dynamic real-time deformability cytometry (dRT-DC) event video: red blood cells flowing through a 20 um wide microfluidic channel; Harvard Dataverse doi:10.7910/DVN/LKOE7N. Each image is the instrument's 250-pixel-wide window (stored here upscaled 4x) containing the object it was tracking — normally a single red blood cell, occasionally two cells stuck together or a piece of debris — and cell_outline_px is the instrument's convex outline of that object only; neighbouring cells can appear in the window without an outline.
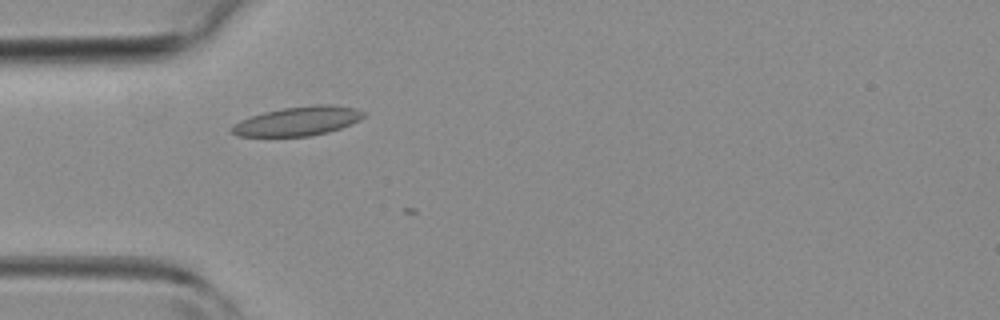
{"species": "common noctule bat (a hibernating species)", "species_latin": "Nyctalus noctula", "temperature_condition": "room temperature", "stored_images_in_passage": 6, "camera_frame_rate_fps": 3000, "um_per_image_px": 0.085, "animal": {"sex": "female", "body_mass_g": 19.3, "forearm_length_mm": 54.1}, "frame": {"image": 1, "passage_image": 2, "time_ms": 0.333, "image_size_px": [1000, 320], "cell_outline_px": [[368, 112], [360, 120], [352, 124], [328, 132], [312, 136], [236, 136], [232, 132], [232, 124], [240, 120], [264, 112], [284, 108], [316, 104], [332, 104], [356, 108]], "centroid_in_image_um": [25.37, 10.29], "position_along_channel_um": 59.6, "area_um2": 22.48}}
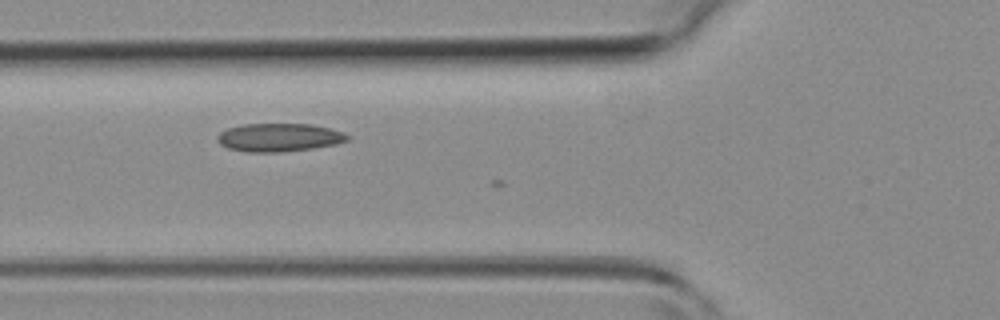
{"frame": {"image": 2, "passage_image": 5, "time_ms": 1.333, "image_size_px": [1000, 320], "cell_outline_px": [[348, 140], [336, 144], [312, 148], [280, 152], [248, 152], [228, 148], [220, 144], [216, 140], [216, 136], [220, 132], [228, 128], [244, 124], [312, 124], [344, 132], [348, 136]], "centroid_in_image_um": [23.69, 11.68], "position_along_channel_um": 102.1, "area_um2": 21.33}}